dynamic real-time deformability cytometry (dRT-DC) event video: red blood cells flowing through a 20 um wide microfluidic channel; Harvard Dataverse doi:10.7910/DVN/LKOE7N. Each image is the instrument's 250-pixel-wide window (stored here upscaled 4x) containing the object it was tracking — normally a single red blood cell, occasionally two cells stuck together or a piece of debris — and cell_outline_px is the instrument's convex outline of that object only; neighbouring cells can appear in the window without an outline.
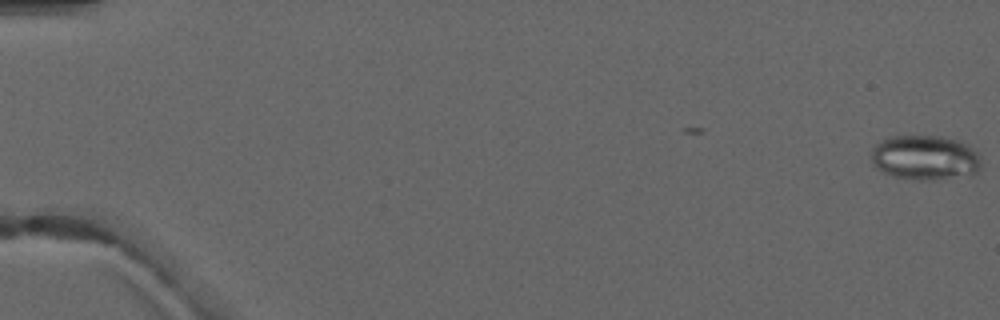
{"species": "common noctule bat (a hibernating species)", "species_latin": "Nyctalus noctula", "temperature_condition": "warm", "stored_images_in_passage": 5, "camera_frame_rate_fps": 3000, "um_per_image_px": 0.085, "animal": {"sex": "male", "forearm_length_mm": 52.5}, "frame": {"image": 1, "passage_image": 1, "time_ms": 0.0, "image_size_px": [1000, 320], "cell_outline_px": [[980, 168], [976, 172], [932, 180], [916, 180], [892, 176], [876, 168], [872, 164], [872, 148], [880, 140], [888, 136], [940, 136], [956, 140], [968, 144], [980, 156]], "centroid_in_image_um": [78.57, 13.38], "position_along_channel_um": 6.4, "area_um2": 28.55}}